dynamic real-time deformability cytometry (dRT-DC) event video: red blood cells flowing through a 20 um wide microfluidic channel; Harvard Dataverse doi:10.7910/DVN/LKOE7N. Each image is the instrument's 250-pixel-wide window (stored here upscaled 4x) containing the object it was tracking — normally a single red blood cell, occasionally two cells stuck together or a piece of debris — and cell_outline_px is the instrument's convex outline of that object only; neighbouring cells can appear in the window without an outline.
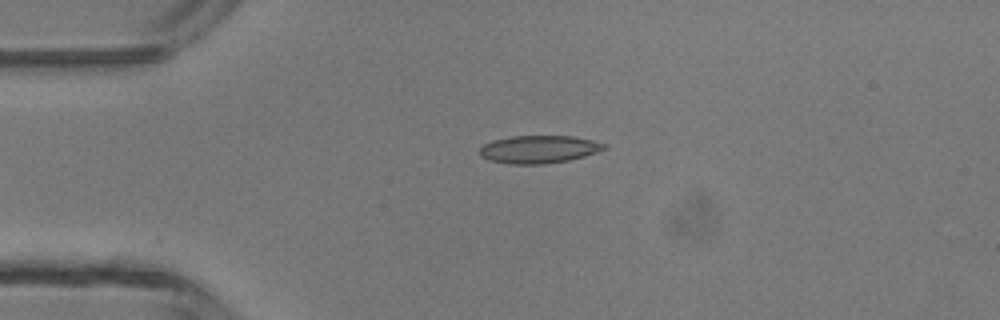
{"species": "common noctule bat (a hibernating species)", "species_latin": "Nyctalus noctula", "temperature_condition": "room temperature", "stored_images_in_passage": 6, "camera_frame_rate_fps": 3000, "um_per_image_px": 0.085, "animal": {"sex": "male", "body_mass_g": 13.3}, "frame": {"image": 1, "passage_image": 3, "time_ms": 3.0, "image_size_px": [1000, 320], "cell_outline_px": [[608, 148], [584, 156], [568, 160], [544, 164], [508, 164], [488, 160], [480, 156], [480, 148], [484, 144], [492, 140], [512, 136], [572, 136], [592, 140], [608, 144]], "centroid_in_image_um": [45.8, 12.69], "position_along_channel_um": 39.2, "area_um2": 20.23}}
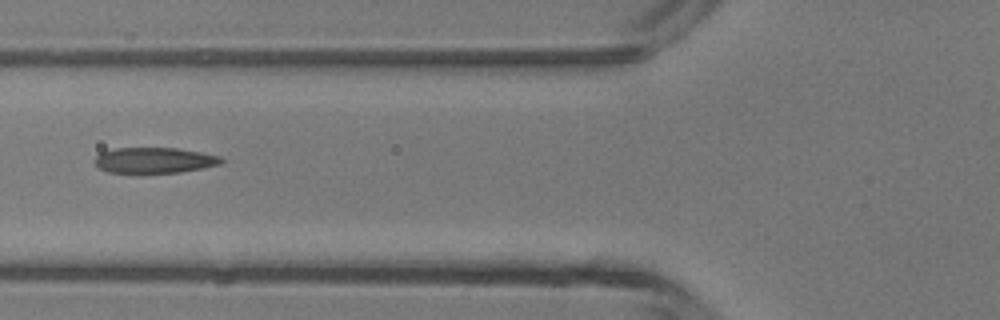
{"frame": {"image": 2, "passage_image": 5, "time_ms": 5.333, "image_size_px": [1000, 320], "cell_outline_px": [[224, 160], [220, 164], [180, 172], [144, 176], [136, 176], [108, 172], [100, 168], [96, 164], [96, 156], [100, 152], [116, 148], [176, 148], [200, 152], [220, 156]], "centroid_in_image_um": [13.06, 13.68], "position_along_channel_um": 112.7, "area_um2": 19.71}}
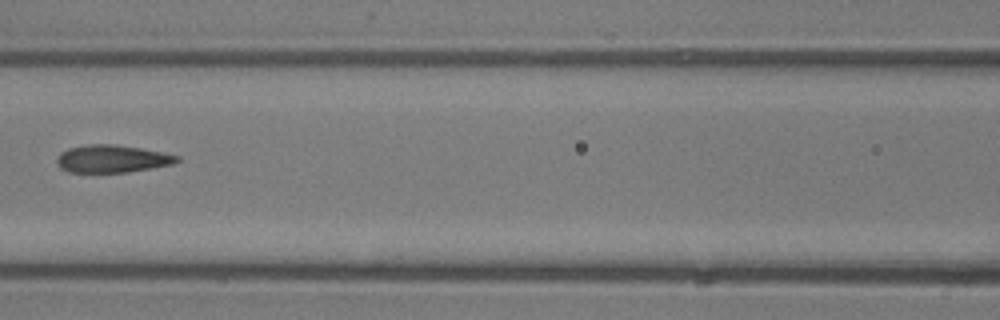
{"frame": {"image": 3, "passage_image": 6, "time_ms": 6.333, "image_size_px": [1000, 320], "cell_outline_px": [[180, 160], [172, 164], [128, 172], [68, 172], [60, 168], [56, 160], [60, 152], [68, 148], [88, 144], [112, 144], [140, 148], [180, 156]], "centroid_in_image_um": [9.49, 13.49], "position_along_channel_um": 157.1, "area_um2": 19.19}}